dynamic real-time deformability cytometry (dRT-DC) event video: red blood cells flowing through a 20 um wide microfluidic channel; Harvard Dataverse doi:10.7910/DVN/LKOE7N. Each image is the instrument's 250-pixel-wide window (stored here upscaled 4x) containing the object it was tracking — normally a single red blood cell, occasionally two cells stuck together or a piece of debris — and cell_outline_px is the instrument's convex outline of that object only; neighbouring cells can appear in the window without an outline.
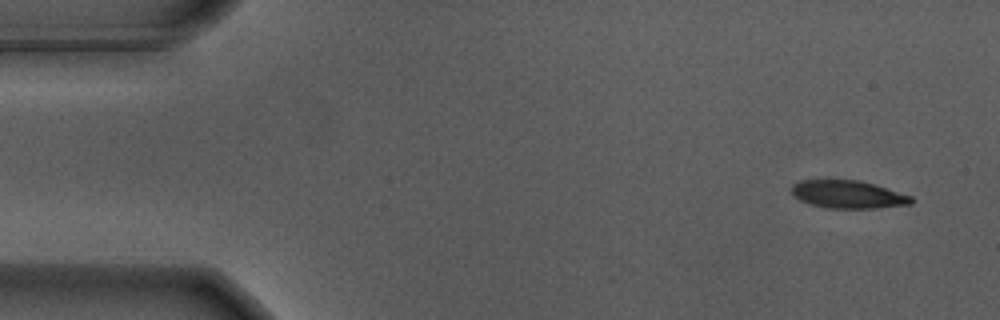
{"species": "Egyptian fruit bat (a non-hibernating species)", "species_latin": "Rousettus aegyptiacus", "temperature_condition": "warm", "stored_images_in_passage": 10, "camera_frame_rate_fps": 3000, "um_per_image_px": 0.085, "animal": {"sex": "male"}, "frame": {"image": 1, "passage_image": 1, "time_ms": 0.0, "image_size_px": [1000, 320], "cell_outline_px": [[912, 204], [876, 208], [828, 208], [812, 204], [800, 200], [792, 192], [792, 184], [800, 180], [860, 180], [876, 184], [912, 196]], "centroid_in_image_um": [72.11, 16.51], "position_along_channel_um": 12.9, "area_um2": 19.36}}